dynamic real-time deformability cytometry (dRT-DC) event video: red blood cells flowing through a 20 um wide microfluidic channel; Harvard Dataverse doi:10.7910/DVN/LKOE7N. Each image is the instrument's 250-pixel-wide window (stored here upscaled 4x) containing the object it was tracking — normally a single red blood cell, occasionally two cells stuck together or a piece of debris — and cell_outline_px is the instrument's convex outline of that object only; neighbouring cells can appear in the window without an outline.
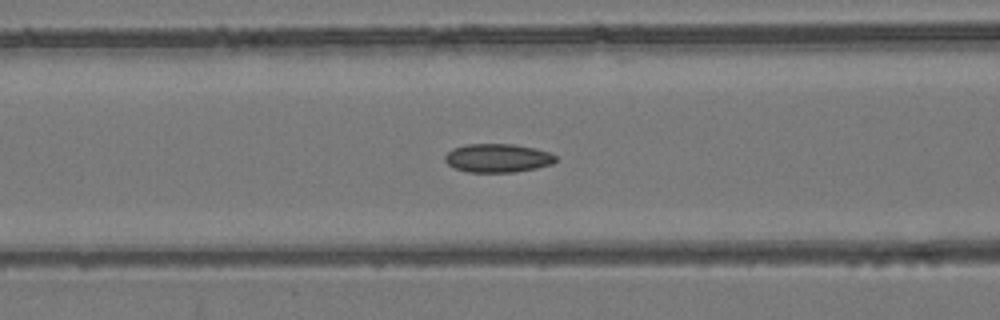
{"species": "common noctule bat (a hibernating species)", "species_latin": "Nyctalus noctula", "temperature_condition": "room temperature", "stored_images_in_passage": 54, "camera_frame_rate_fps": 3000, "um_per_image_px": 0.085, "animal": {"sex": "female", "body_mass_g": 24.6, "forearm_length_mm": 56.2}, "frame": {"image": 1, "passage_image": 23, "time_ms": 7.333, "image_size_px": [1000, 320], "cell_outline_px": [[556, 160], [552, 164], [536, 168], [516, 172], [468, 172], [452, 168], [444, 160], [444, 156], [452, 148], [468, 144], [512, 144], [536, 148], [548, 152], [556, 156]], "centroid_in_image_um": [42.28, 13.44], "position_along_channel_um": 124.3, "area_um2": 18.55}}
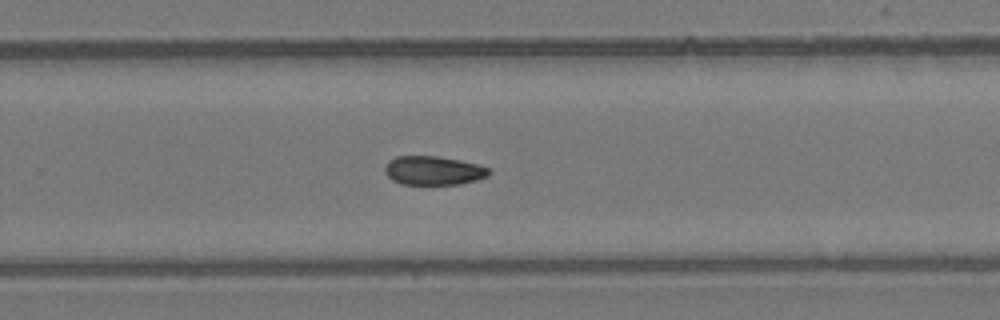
{"frame": {"image": 2, "passage_image": 36, "time_ms": 11.667, "image_size_px": [1000, 320], "cell_outline_px": [[492, 172], [488, 176], [476, 180], [460, 184], [400, 184], [392, 180], [384, 172], [384, 168], [388, 160], [396, 156], [440, 156], [460, 160], [476, 164], [488, 168]], "centroid_in_image_um": [36.82, 14.49], "position_along_channel_um": 293.0, "area_um2": 17.63}}
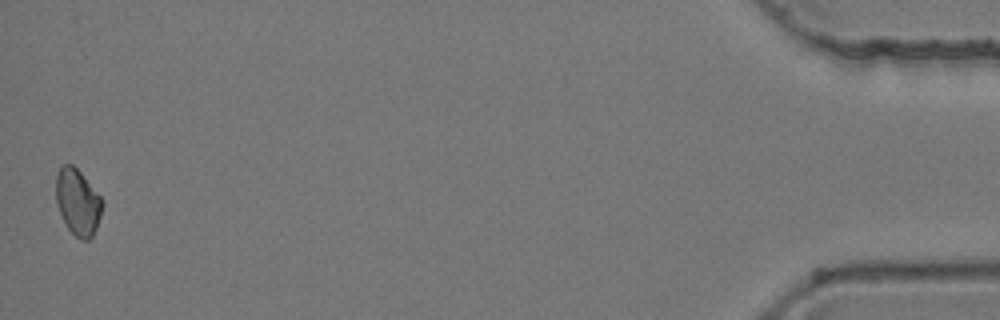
{"frame": {"image": 3, "passage_image": 54, "time_ms": 17.667, "image_size_px": [1000, 320], "cell_outline_px": [[104, 204], [96, 228], [92, 236], [88, 240], [80, 240], [68, 228], [56, 204], [56, 176], [60, 168], [64, 164], [72, 164], [80, 172], [100, 196]], "centroid_in_image_um": [6.61, 17.18], "position_along_channel_um": 428.6, "area_um2": 17.63}}